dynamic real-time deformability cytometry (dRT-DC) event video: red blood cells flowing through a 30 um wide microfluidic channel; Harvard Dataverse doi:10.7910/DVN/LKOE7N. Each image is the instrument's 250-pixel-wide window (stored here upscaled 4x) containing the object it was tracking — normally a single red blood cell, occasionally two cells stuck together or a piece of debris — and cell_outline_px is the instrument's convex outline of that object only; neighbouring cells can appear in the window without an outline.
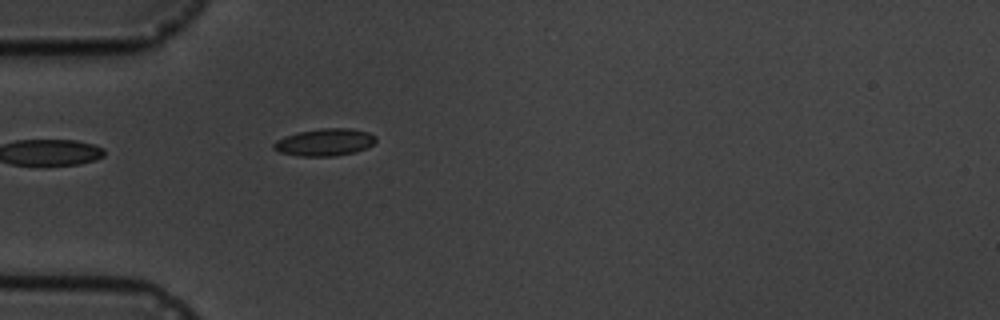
{"species": "common noctule bat (a hibernating species)", "species_latin": "Nyctalus noctula", "temperature_condition": "cold", "stored_images_in_passage": 4, "segment_of_instrument_passage": [2, 2], "camera_frame_rate_fps": 3000, "um_per_image_px": 0.085, "animal": {"sex": "male", "body_mass_g": 19.5, "forearm_length_mm": 54.6}, "frame": {"image": 1, "passage_image": 4, "time_ms": 4.333, "image_size_px": [1000, 320], "cell_outline_px": [[376, 140], [372, 144], [356, 152], [332, 156], [300, 156], [280, 152], [272, 148], [272, 144], [276, 140], [284, 136], [296, 132], [320, 128], [352, 128], [368, 132], [376, 136]], "centroid_in_image_um": [27.57, 12.08], "position_along_channel_um": 57.4, "area_um2": 16.3}}